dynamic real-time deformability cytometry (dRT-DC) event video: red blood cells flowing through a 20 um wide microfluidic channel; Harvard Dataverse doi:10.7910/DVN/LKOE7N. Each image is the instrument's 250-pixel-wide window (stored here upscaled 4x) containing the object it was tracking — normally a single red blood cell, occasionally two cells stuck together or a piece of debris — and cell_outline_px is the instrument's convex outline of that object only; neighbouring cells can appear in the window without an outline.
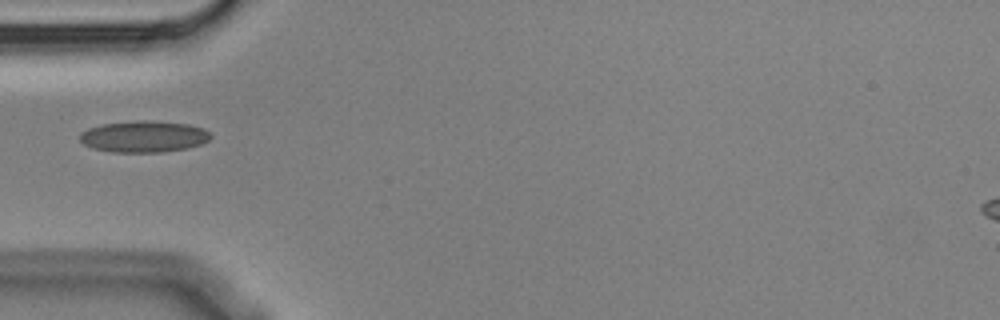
{"species": "Egyptian fruit bat (a non-hibernating species)", "species_latin": "Rousettus aegyptiacus", "temperature_condition": "cold", "stored_images_in_passage": 9, "camera_frame_rate_fps": 3000, "um_per_image_px": 0.085, "animal": {"sex": "male"}, "frame": {"image": 1, "passage_image": 3, "time_ms": 0.667, "image_size_px": [1000, 320], "cell_outline_px": [[212, 136], [208, 140], [200, 144], [184, 148], [160, 152], [112, 152], [92, 148], [84, 144], [80, 140], [80, 132], [88, 128], [100, 124], [136, 120], [152, 120], [188, 124], [204, 128]], "centroid_in_image_um": [12.19, 11.59], "position_along_channel_um": 72.8, "area_um2": 24.04}}
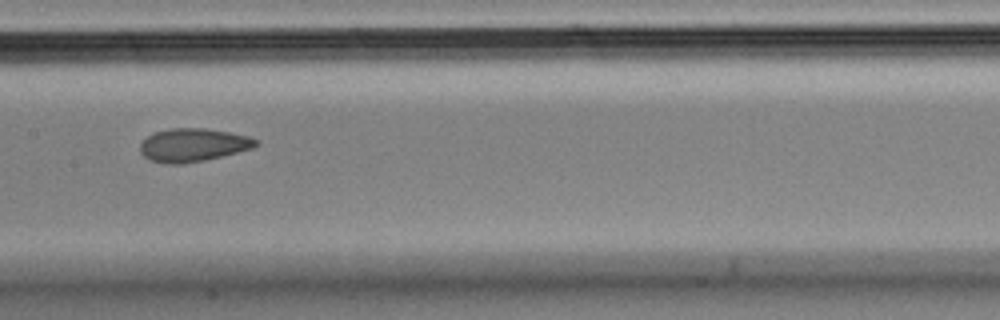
{"frame": {"image": 2, "passage_image": 6, "time_ms": 1.667, "image_size_px": [1000, 320], "cell_outline_px": [[260, 144], [252, 148], [204, 160], [184, 164], [164, 164], [152, 160], [144, 156], [140, 152], [140, 144], [148, 136], [156, 132], [172, 128], [204, 128], [228, 132], [248, 136], [260, 140]], "centroid_in_image_um": [16.42, 12.33], "position_along_channel_um": 191.0, "area_um2": 22.25}}
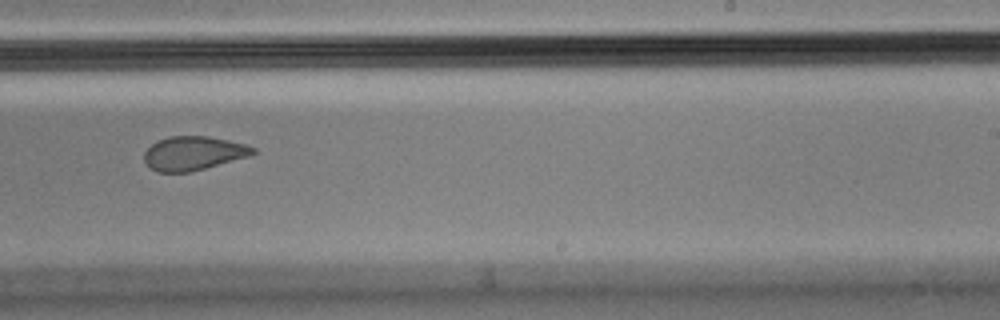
{"frame": {"image": 3, "passage_image": 8, "time_ms": 2.333, "image_size_px": [1000, 320], "cell_outline_px": [[256, 152], [252, 156], [192, 172], [156, 172], [144, 160], [144, 152], [152, 144], [168, 136], [208, 136], [228, 140], [244, 144], [256, 148]], "centroid_in_image_um": [16.48, 13.03], "position_along_channel_um": 272.5, "area_um2": 21.62}}